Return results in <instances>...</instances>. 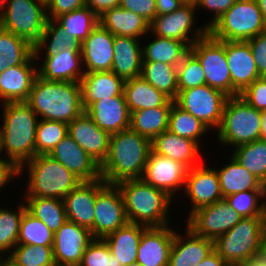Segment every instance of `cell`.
I'll use <instances>...</instances> for the list:
<instances>
[{
	"instance_id": "6da1fadb",
	"label": "cell",
	"mask_w": 266,
	"mask_h": 266,
	"mask_svg": "<svg viewBox=\"0 0 266 266\" xmlns=\"http://www.w3.org/2000/svg\"><path fill=\"white\" fill-rule=\"evenodd\" d=\"M0 109V153L19 169L35 156L36 130L40 118L26 102L4 103Z\"/></svg>"
},
{
	"instance_id": "7a4b0ae2",
	"label": "cell",
	"mask_w": 266,
	"mask_h": 266,
	"mask_svg": "<svg viewBox=\"0 0 266 266\" xmlns=\"http://www.w3.org/2000/svg\"><path fill=\"white\" fill-rule=\"evenodd\" d=\"M150 151L151 140L130 128L112 134L107 157L100 165L102 179L107 184L142 179Z\"/></svg>"
},
{
	"instance_id": "3957f363",
	"label": "cell",
	"mask_w": 266,
	"mask_h": 266,
	"mask_svg": "<svg viewBox=\"0 0 266 266\" xmlns=\"http://www.w3.org/2000/svg\"><path fill=\"white\" fill-rule=\"evenodd\" d=\"M26 103L40 119L66 124L85 111L79 82L48 81L38 75Z\"/></svg>"
},
{
	"instance_id": "277c9868",
	"label": "cell",
	"mask_w": 266,
	"mask_h": 266,
	"mask_svg": "<svg viewBox=\"0 0 266 266\" xmlns=\"http://www.w3.org/2000/svg\"><path fill=\"white\" fill-rule=\"evenodd\" d=\"M116 185L123 196L129 223L147 227H164L173 224L170 221V212L175 200L165 191L151 186L143 179L124 180Z\"/></svg>"
},
{
	"instance_id": "5b68a950",
	"label": "cell",
	"mask_w": 266,
	"mask_h": 266,
	"mask_svg": "<svg viewBox=\"0 0 266 266\" xmlns=\"http://www.w3.org/2000/svg\"><path fill=\"white\" fill-rule=\"evenodd\" d=\"M25 171V172H24ZM27 172V173H26ZM28 177L20 197H46L63 200L80 182L72 172L49 154H40L18 169V177ZM28 175V176H27ZM24 195V196H23Z\"/></svg>"
},
{
	"instance_id": "8992f818",
	"label": "cell",
	"mask_w": 266,
	"mask_h": 266,
	"mask_svg": "<svg viewBox=\"0 0 266 266\" xmlns=\"http://www.w3.org/2000/svg\"><path fill=\"white\" fill-rule=\"evenodd\" d=\"M263 111L251 107L239 95L228 97L215 139L222 147L251 143L260 139Z\"/></svg>"
},
{
	"instance_id": "52a82bcc",
	"label": "cell",
	"mask_w": 266,
	"mask_h": 266,
	"mask_svg": "<svg viewBox=\"0 0 266 266\" xmlns=\"http://www.w3.org/2000/svg\"><path fill=\"white\" fill-rule=\"evenodd\" d=\"M266 218H242L214 241V250L229 266H240L265 244Z\"/></svg>"
},
{
	"instance_id": "ba28073f",
	"label": "cell",
	"mask_w": 266,
	"mask_h": 266,
	"mask_svg": "<svg viewBox=\"0 0 266 266\" xmlns=\"http://www.w3.org/2000/svg\"><path fill=\"white\" fill-rule=\"evenodd\" d=\"M266 32V20L256 0H237L208 33L217 40L247 41Z\"/></svg>"
},
{
	"instance_id": "9c48e42d",
	"label": "cell",
	"mask_w": 266,
	"mask_h": 266,
	"mask_svg": "<svg viewBox=\"0 0 266 266\" xmlns=\"http://www.w3.org/2000/svg\"><path fill=\"white\" fill-rule=\"evenodd\" d=\"M48 21L46 5L37 0H5L0 27L29 42H39Z\"/></svg>"
},
{
	"instance_id": "30bf717a",
	"label": "cell",
	"mask_w": 266,
	"mask_h": 266,
	"mask_svg": "<svg viewBox=\"0 0 266 266\" xmlns=\"http://www.w3.org/2000/svg\"><path fill=\"white\" fill-rule=\"evenodd\" d=\"M196 10L195 2L187 1L170 14L156 15L150 23V32L158 37L185 42L191 47L208 33V28L204 24L200 26L198 23L197 26L199 14Z\"/></svg>"
},
{
	"instance_id": "8fae6325",
	"label": "cell",
	"mask_w": 266,
	"mask_h": 266,
	"mask_svg": "<svg viewBox=\"0 0 266 266\" xmlns=\"http://www.w3.org/2000/svg\"><path fill=\"white\" fill-rule=\"evenodd\" d=\"M228 95L207 84L180 91L174 102L202 121L211 131L220 126Z\"/></svg>"
},
{
	"instance_id": "7c38bea8",
	"label": "cell",
	"mask_w": 266,
	"mask_h": 266,
	"mask_svg": "<svg viewBox=\"0 0 266 266\" xmlns=\"http://www.w3.org/2000/svg\"><path fill=\"white\" fill-rule=\"evenodd\" d=\"M128 223L124 200L116 184H107L102 178L97 180L95 218L90 230L94 239H103Z\"/></svg>"
},
{
	"instance_id": "4fadbf2b",
	"label": "cell",
	"mask_w": 266,
	"mask_h": 266,
	"mask_svg": "<svg viewBox=\"0 0 266 266\" xmlns=\"http://www.w3.org/2000/svg\"><path fill=\"white\" fill-rule=\"evenodd\" d=\"M190 51L202 65L205 84L231 97V75L225 56V41L207 33L190 47Z\"/></svg>"
},
{
	"instance_id": "5bb4252c",
	"label": "cell",
	"mask_w": 266,
	"mask_h": 266,
	"mask_svg": "<svg viewBox=\"0 0 266 266\" xmlns=\"http://www.w3.org/2000/svg\"><path fill=\"white\" fill-rule=\"evenodd\" d=\"M242 218L223 198L194 211L185 220V226L189 227L196 235L215 241L233 228Z\"/></svg>"
},
{
	"instance_id": "9a60e30c",
	"label": "cell",
	"mask_w": 266,
	"mask_h": 266,
	"mask_svg": "<svg viewBox=\"0 0 266 266\" xmlns=\"http://www.w3.org/2000/svg\"><path fill=\"white\" fill-rule=\"evenodd\" d=\"M201 160L203 163L188 169L187 172L183 195L187 196V201L191 207L189 208L190 212L187 211L186 218L197 209L223 199L215 165L210 164L208 166L207 163H204V159Z\"/></svg>"
},
{
	"instance_id": "2e32d148",
	"label": "cell",
	"mask_w": 266,
	"mask_h": 266,
	"mask_svg": "<svg viewBox=\"0 0 266 266\" xmlns=\"http://www.w3.org/2000/svg\"><path fill=\"white\" fill-rule=\"evenodd\" d=\"M187 172L184 164L150 151L142 179L177 199L179 192L183 194Z\"/></svg>"
},
{
	"instance_id": "e0dca14e",
	"label": "cell",
	"mask_w": 266,
	"mask_h": 266,
	"mask_svg": "<svg viewBox=\"0 0 266 266\" xmlns=\"http://www.w3.org/2000/svg\"><path fill=\"white\" fill-rule=\"evenodd\" d=\"M93 240L90 230L66 221L54 233L52 248L56 266H78L86 248Z\"/></svg>"
},
{
	"instance_id": "ac0fdd59",
	"label": "cell",
	"mask_w": 266,
	"mask_h": 266,
	"mask_svg": "<svg viewBox=\"0 0 266 266\" xmlns=\"http://www.w3.org/2000/svg\"><path fill=\"white\" fill-rule=\"evenodd\" d=\"M225 56L231 75V96H238L261 75L247 41H225Z\"/></svg>"
},
{
	"instance_id": "d6986e66",
	"label": "cell",
	"mask_w": 266,
	"mask_h": 266,
	"mask_svg": "<svg viewBox=\"0 0 266 266\" xmlns=\"http://www.w3.org/2000/svg\"><path fill=\"white\" fill-rule=\"evenodd\" d=\"M113 46L114 35L99 23L81 43L84 72L111 71L114 58Z\"/></svg>"
},
{
	"instance_id": "ffe728a7",
	"label": "cell",
	"mask_w": 266,
	"mask_h": 266,
	"mask_svg": "<svg viewBox=\"0 0 266 266\" xmlns=\"http://www.w3.org/2000/svg\"><path fill=\"white\" fill-rule=\"evenodd\" d=\"M81 181L102 178L100 164L87 154L69 135L65 136L49 153Z\"/></svg>"
},
{
	"instance_id": "44dd1931",
	"label": "cell",
	"mask_w": 266,
	"mask_h": 266,
	"mask_svg": "<svg viewBox=\"0 0 266 266\" xmlns=\"http://www.w3.org/2000/svg\"><path fill=\"white\" fill-rule=\"evenodd\" d=\"M68 135L100 165L106 159L111 135L100 129L86 111L68 124Z\"/></svg>"
},
{
	"instance_id": "7402d4cb",
	"label": "cell",
	"mask_w": 266,
	"mask_h": 266,
	"mask_svg": "<svg viewBox=\"0 0 266 266\" xmlns=\"http://www.w3.org/2000/svg\"><path fill=\"white\" fill-rule=\"evenodd\" d=\"M175 227H148L141 236L136 261L142 266H168Z\"/></svg>"
},
{
	"instance_id": "603a6c76",
	"label": "cell",
	"mask_w": 266,
	"mask_h": 266,
	"mask_svg": "<svg viewBox=\"0 0 266 266\" xmlns=\"http://www.w3.org/2000/svg\"><path fill=\"white\" fill-rule=\"evenodd\" d=\"M37 75L35 55L26 63L9 67L0 73V105L8 102H26Z\"/></svg>"
},
{
	"instance_id": "cb8c5ba5",
	"label": "cell",
	"mask_w": 266,
	"mask_h": 266,
	"mask_svg": "<svg viewBox=\"0 0 266 266\" xmlns=\"http://www.w3.org/2000/svg\"><path fill=\"white\" fill-rule=\"evenodd\" d=\"M93 122L110 135L130 128V116L124 93L93 102L86 110Z\"/></svg>"
},
{
	"instance_id": "d4e9b609",
	"label": "cell",
	"mask_w": 266,
	"mask_h": 266,
	"mask_svg": "<svg viewBox=\"0 0 266 266\" xmlns=\"http://www.w3.org/2000/svg\"><path fill=\"white\" fill-rule=\"evenodd\" d=\"M183 229L184 233L179 232L175 225L168 266H196L214 250V241L196 235L187 226Z\"/></svg>"
},
{
	"instance_id": "484cf974",
	"label": "cell",
	"mask_w": 266,
	"mask_h": 266,
	"mask_svg": "<svg viewBox=\"0 0 266 266\" xmlns=\"http://www.w3.org/2000/svg\"><path fill=\"white\" fill-rule=\"evenodd\" d=\"M35 58L38 62V76L48 81H70L80 83L85 73L81 51L64 50L53 56Z\"/></svg>"
},
{
	"instance_id": "4316f807",
	"label": "cell",
	"mask_w": 266,
	"mask_h": 266,
	"mask_svg": "<svg viewBox=\"0 0 266 266\" xmlns=\"http://www.w3.org/2000/svg\"><path fill=\"white\" fill-rule=\"evenodd\" d=\"M97 180L82 181L63 199L67 221L91 230L95 218Z\"/></svg>"
},
{
	"instance_id": "83f0119b",
	"label": "cell",
	"mask_w": 266,
	"mask_h": 266,
	"mask_svg": "<svg viewBox=\"0 0 266 266\" xmlns=\"http://www.w3.org/2000/svg\"><path fill=\"white\" fill-rule=\"evenodd\" d=\"M201 147L197 142L180 137L168 130L162 132L151 140V151L184 164L188 169L203 163L200 152Z\"/></svg>"
},
{
	"instance_id": "f1b7e54d",
	"label": "cell",
	"mask_w": 266,
	"mask_h": 266,
	"mask_svg": "<svg viewBox=\"0 0 266 266\" xmlns=\"http://www.w3.org/2000/svg\"><path fill=\"white\" fill-rule=\"evenodd\" d=\"M130 36H114V58L111 71L124 81L141 76L142 40Z\"/></svg>"
},
{
	"instance_id": "f546056e",
	"label": "cell",
	"mask_w": 266,
	"mask_h": 266,
	"mask_svg": "<svg viewBox=\"0 0 266 266\" xmlns=\"http://www.w3.org/2000/svg\"><path fill=\"white\" fill-rule=\"evenodd\" d=\"M124 82L112 71L84 73L80 81L84 110L97 100L122 95Z\"/></svg>"
},
{
	"instance_id": "4dcf8cb0",
	"label": "cell",
	"mask_w": 266,
	"mask_h": 266,
	"mask_svg": "<svg viewBox=\"0 0 266 266\" xmlns=\"http://www.w3.org/2000/svg\"><path fill=\"white\" fill-rule=\"evenodd\" d=\"M99 23L114 36H130L137 39H147L150 23L138 14L122 7L108 9L99 17Z\"/></svg>"
},
{
	"instance_id": "1f68e13d",
	"label": "cell",
	"mask_w": 266,
	"mask_h": 266,
	"mask_svg": "<svg viewBox=\"0 0 266 266\" xmlns=\"http://www.w3.org/2000/svg\"><path fill=\"white\" fill-rule=\"evenodd\" d=\"M147 228L142 224L128 222L125 226L104 237L103 240L122 266H128L136 262L141 236Z\"/></svg>"
},
{
	"instance_id": "d6a6232c",
	"label": "cell",
	"mask_w": 266,
	"mask_h": 266,
	"mask_svg": "<svg viewBox=\"0 0 266 266\" xmlns=\"http://www.w3.org/2000/svg\"><path fill=\"white\" fill-rule=\"evenodd\" d=\"M220 167H214L218 173L223 198L248 190H265V185L250 171L239 164L232 155Z\"/></svg>"
},
{
	"instance_id": "836d02e7",
	"label": "cell",
	"mask_w": 266,
	"mask_h": 266,
	"mask_svg": "<svg viewBox=\"0 0 266 266\" xmlns=\"http://www.w3.org/2000/svg\"><path fill=\"white\" fill-rule=\"evenodd\" d=\"M123 93L130 113L140 109L172 106L174 102V100L154 88L141 76L126 80Z\"/></svg>"
},
{
	"instance_id": "e575fe53",
	"label": "cell",
	"mask_w": 266,
	"mask_h": 266,
	"mask_svg": "<svg viewBox=\"0 0 266 266\" xmlns=\"http://www.w3.org/2000/svg\"><path fill=\"white\" fill-rule=\"evenodd\" d=\"M148 35L153 39L142 41H145V44L142 43L143 62H162L178 66L190 51V47L185 42L158 37L151 32Z\"/></svg>"
},
{
	"instance_id": "d590c367",
	"label": "cell",
	"mask_w": 266,
	"mask_h": 266,
	"mask_svg": "<svg viewBox=\"0 0 266 266\" xmlns=\"http://www.w3.org/2000/svg\"><path fill=\"white\" fill-rule=\"evenodd\" d=\"M171 107L159 106L131 112L130 129L152 140L168 130Z\"/></svg>"
},
{
	"instance_id": "8d00e7d4",
	"label": "cell",
	"mask_w": 266,
	"mask_h": 266,
	"mask_svg": "<svg viewBox=\"0 0 266 266\" xmlns=\"http://www.w3.org/2000/svg\"><path fill=\"white\" fill-rule=\"evenodd\" d=\"M27 211L40 219L53 233L66 221L64 200L46 197H22Z\"/></svg>"
},
{
	"instance_id": "74e56055",
	"label": "cell",
	"mask_w": 266,
	"mask_h": 266,
	"mask_svg": "<svg viewBox=\"0 0 266 266\" xmlns=\"http://www.w3.org/2000/svg\"><path fill=\"white\" fill-rule=\"evenodd\" d=\"M64 50L81 51V43L71 38L55 21L48 20L39 42L34 46L35 57L53 56Z\"/></svg>"
},
{
	"instance_id": "f35d334b",
	"label": "cell",
	"mask_w": 266,
	"mask_h": 266,
	"mask_svg": "<svg viewBox=\"0 0 266 266\" xmlns=\"http://www.w3.org/2000/svg\"><path fill=\"white\" fill-rule=\"evenodd\" d=\"M34 55V47L12 32L0 27V73L26 63Z\"/></svg>"
},
{
	"instance_id": "ab89813d",
	"label": "cell",
	"mask_w": 266,
	"mask_h": 266,
	"mask_svg": "<svg viewBox=\"0 0 266 266\" xmlns=\"http://www.w3.org/2000/svg\"><path fill=\"white\" fill-rule=\"evenodd\" d=\"M141 77L171 100L177 98V66L162 62H142Z\"/></svg>"
},
{
	"instance_id": "60d3db41",
	"label": "cell",
	"mask_w": 266,
	"mask_h": 266,
	"mask_svg": "<svg viewBox=\"0 0 266 266\" xmlns=\"http://www.w3.org/2000/svg\"><path fill=\"white\" fill-rule=\"evenodd\" d=\"M168 131L197 142L202 147V138L211 130L191 113L183 110L175 102L169 113Z\"/></svg>"
},
{
	"instance_id": "b9f144b4",
	"label": "cell",
	"mask_w": 266,
	"mask_h": 266,
	"mask_svg": "<svg viewBox=\"0 0 266 266\" xmlns=\"http://www.w3.org/2000/svg\"><path fill=\"white\" fill-rule=\"evenodd\" d=\"M232 151L229 154L266 185V141L259 139L236 146Z\"/></svg>"
},
{
	"instance_id": "7bdbcfd3",
	"label": "cell",
	"mask_w": 266,
	"mask_h": 266,
	"mask_svg": "<svg viewBox=\"0 0 266 266\" xmlns=\"http://www.w3.org/2000/svg\"><path fill=\"white\" fill-rule=\"evenodd\" d=\"M55 22L73 39L82 43L99 24V17L87 6L58 17Z\"/></svg>"
},
{
	"instance_id": "ee69618b",
	"label": "cell",
	"mask_w": 266,
	"mask_h": 266,
	"mask_svg": "<svg viewBox=\"0 0 266 266\" xmlns=\"http://www.w3.org/2000/svg\"><path fill=\"white\" fill-rule=\"evenodd\" d=\"M20 201V203H16L17 207L12 206V209L7 208L8 206L5 207V204L0 206V253L4 256L9 255L17 245L20 222L27 210L25 202Z\"/></svg>"
},
{
	"instance_id": "f6af8a7d",
	"label": "cell",
	"mask_w": 266,
	"mask_h": 266,
	"mask_svg": "<svg viewBox=\"0 0 266 266\" xmlns=\"http://www.w3.org/2000/svg\"><path fill=\"white\" fill-rule=\"evenodd\" d=\"M53 241L54 233L26 210L20 222L17 244L53 246Z\"/></svg>"
},
{
	"instance_id": "bcb514c9",
	"label": "cell",
	"mask_w": 266,
	"mask_h": 266,
	"mask_svg": "<svg viewBox=\"0 0 266 266\" xmlns=\"http://www.w3.org/2000/svg\"><path fill=\"white\" fill-rule=\"evenodd\" d=\"M230 207L246 217H265V190H248L225 197Z\"/></svg>"
},
{
	"instance_id": "7dc6e473",
	"label": "cell",
	"mask_w": 266,
	"mask_h": 266,
	"mask_svg": "<svg viewBox=\"0 0 266 266\" xmlns=\"http://www.w3.org/2000/svg\"><path fill=\"white\" fill-rule=\"evenodd\" d=\"M68 135V124L40 119L36 130L35 156L49 154Z\"/></svg>"
},
{
	"instance_id": "c3c4849f",
	"label": "cell",
	"mask_w": 266,
	"mask_h": 266,
	"mask_svg": "<svg viewBox=\"0 0 266 266\" xmlns=\"http://www.w3.org/2000/svg\"><path fill=\"white\" fill-rule=\"evenodd\" d=\"M8 256L20 266H56L52 246L17 244Z\"/></svg>"
},
{
	"instance_id": "681fc988",
	"label": "cell",
	"mask_w": 266,
	"mask_h": 266,
	"mask_svg": "<svg viewBox=\"0 0 266 266\" xmlns=\"http://www.w3.org/2000/svg\"><path fill=\"white\" fill-rule=\"evenodd\" d=\"M178 93L205 84V75L198 58L189 51L177 66Z\"/></svg>"
},
{
	"instance_id": "f907efd6",
	"label": "cell",
	"mask_w": 266,
	"mask_h": 266,
	"mask_svg": "<svg viewBox=\"0 0 266 266\" xmlns=\"http://www.w3.org/2000/svg\"><path fill=\"white\" fill-rule=\"evenodd\" d=\"M78 266H122L103 239H94L86 248Z\"/></svg>"
},
{
	"instance_id": "816d5d0a",
	"label": "cell",
	"mask_w": 266,
	"mask_h": 266,
	"mask_svg": "<svg viewBox=\"0 0 266 266\" xmlns=\"http://www.w3.org/2000/svg\"><path fill=\"white\" fill-rule=\"evenodd\" d=\"M239 96L251 107L257 110H266V76L257 78Z\"/></svg>"
},
{
	"instance_id": "f5cc1de1",
	"label": "cell",
	"mask_w": 266,
	"mask_h": 266,
	"mask_svg": "<svg viewBox=\"0 0 266 266\" xmlns=\"http://www.w3.org/2000/svg\"><path fill=\"white\" fill-rule=\"evenodd\" d=\"M237 0H194L196 9L208 11L210 19L206 20L205 26L211 27ZM202 9V10H201ZM210 11V12H209ZM212 15V16H211Z\"/></svg>"
},
{
	"instance_id": "db71d44e",
	"label": "cell",
	"mask_w": 266,
	"mask_h": 266,
	"mask_svg": "<svg viewBox=\"0 0 266 266\" xmlns=\"http://www.w3.org/2000/svg\"><path fill=\"white\" fill-rule=\"evenodd\" d=\"M119 6L140 15L149 23L156 17V0H120Z\"/></svg>"
},
{
	"instance_id": "11a10c76",
	"label": "cell",
	"mask_w": 266,
	"mask_h": 266,
	"mask_svg": "<svg viewBox=\"0 0 266 266\" xmlns=\"http://www.w3.org/2000/svg\"><path fill=\"white\" fill-rule=\"evenodd\" d=\"M86 6V0H51L47 8L48 20L55 21L63 14Z\"/></svg>"
},
{
	"instance_id": "9f6ffc18",
	"label": "cell",
	"mask_w": 266,
	"mask_h": 266,
	"mask_svg": "<svg viewBox=\"0 0 266 266\" xmlns=\"http://www.w3.org/2000/svg\"><path fill=\"white\" fill-rule=\"evenodd\" d=\"M253 53L258 73L266 76V32L247 40Z\"/></svg>"
},
{
	"instance_id": "6f0895ef",
	"label": "cell",
	"mask_w": 266,
	"mask_h": 266,
	"mask_svg": "<svg viewBox=\"0 0 266 266\" xmlns=\"http://www.w3.org/2000/svg\"><path fill=\"white\" fill-rule=\"evenodd\" d=\"M18 169L2 155L0 156V193L5 192L6 186L18 179ZM5 187V188H4ZM4 189V190H3ZM3 190V191H2Z\"/></svg>"
},
{
	"instance_id": "680465c9",
	"label": "cell",
	"mask_w": 266,
	"mask_h": 266,
	"mask_svg": "<svg viewBox=\"0 0 266 266\" xmlns=\"http://www.w3.org/2000/svg\"><path fill=\"white\" fill-rule=\"evenodd\" d=\"M119 5L120 0H86V6L98 17L102 16L108 9Z\"/></svg>"
},
{
	"instance_id": "91938a15",
	"label": "cell",
	"mask_w": 266,
	"mask_h": 266,
	"mask_svg": "<svg viewBox=\"0 0 266 266\" xmlns=\"http://www.w3.org/2000/svg\"><path fill=\"white\" fill-rule=\"evenodd\" d=\"M187 0H156V15H166L183 6Z\"/></svg>"
},
{
	"instance_id": "94428289",
	"label": "cell",
	"mask_w": 266,
	"mask_h": 266,
	"mask_svg": "<svg viewBox=\"0 0 266 266\" xmlns=\"http://www.w3.org/2000/svg\"><path fill=\"white\" fill-rule=\"evenodd\" d=\"M240 266H266V246L264 245Z\"/></svg>"
},
{
	"instance_id": "6125c7cd",
	"label": "cell",
	"mask_w": 266,
	"mask_h": 266,
	"mask_svg": "<svg viewBox=\"0 0 266 266\" xmlns=\"http://www.w3.org/2000/svg\"><path fill=\"white\" fill-rule=\"evenodd\" d=\"M196 266H229V265L215 250H213Z\"/></svg>"
},
{
	"instance_id": "be15d7a7",
	"label": "cell",
	"mask_w": 266,
	"mask_h": 266,
	"mask_svg": "<svg viewBox=\"0 0 266 266\" xmlns=\"http://www.w3.org/2000/svg\"><path fill=\"white\" fill-rule=\"evenodd\" d=\"M0 266H20V265H18L12 258L6 255L3 256V258L1 259Z\"/></svg>"
},
{
	"instance_id": "e7e4bbea",
	"label": "cell",
	"mask_w": 266,
	"mask_h": 266,
	"mask_svg": "<svg viewBox=\"0 0 266 266\" xmlns=\"http://www.w3.org/2000/svg\"><path fill=\"white\" fill-rule=\"evenodd\" d=\"M260 140L266 141V113L265 112H263V115H262Z\"/></svg>"
},
{
	"instance_id": "03108f58",
	"label": "cell",
	"mask_w": 266,
	"mask_h": 266,
	"mask_svg": "<svg viewBox=\"0 0 266 266\" xmlns=\"http://www.w3.org/2000/svg\"><path fill=\"white\" fill-rule=\"evenodd\" d=\"M259 9L261 10L263 17L266 20V0H256Z\"/></svg>"
},
{
	"instance_id": "003e7915",
	"label": "cell",
	"mask_w": 266,
	"mask_h": 266,
	"mask_svg": "<svg viewBox=\"0 0 266 266\" xmlns=\"http://www.w3.org/2000/svg\"><path fill=\"white\" fill-rule=\"evenodd\" d=\"M4 3H5V0H0V18L2 17V14H3Z\"/></svg>"
},
{
	"instance_id": "a7ac6f4b",
	"label": "cell",
	"mask_w": 266,
	"mask_h": 266,
	"mask_svg": "<svg viewBox=\"0 0 266 266\" xmlns=\"http://www.w3.org/2000/svg\"><path fill=\"white\" fill-rule=\"evenodd\" d=\"M128 266H142V265L136 261V262H133L132 264H130Z\"/></svg>"
},
{
	"instance_id": "89a4df30",
	"label": "cell",
	"mask_w": 266,
	"mask_h": 266,
	"mask_svg": "<svg viewBox=\"0 0 266 266\" xmlns=\"http://www.w3.org/2000/svg\"><path fill=\"white\" fill-rule=\"evenodd\" d=\"M265 203H266V185H265Z\"/></svg>"
},
{
	"instance_id": "2644e50d",
	"label": "cell",
	"mask_w": 266,
	"mask_h": 266,
	"mask_svg": "<svg viewBox=\"0 0 266 266\" xmlns=\"http://www.w3.org/2000/svg\"><path fill=\"white\" fill-rule=\"evenodd\" d=\"M3 256H4V255L0 253V261H1V259L3 258Z\"/></svg>"
}]
</instances>
